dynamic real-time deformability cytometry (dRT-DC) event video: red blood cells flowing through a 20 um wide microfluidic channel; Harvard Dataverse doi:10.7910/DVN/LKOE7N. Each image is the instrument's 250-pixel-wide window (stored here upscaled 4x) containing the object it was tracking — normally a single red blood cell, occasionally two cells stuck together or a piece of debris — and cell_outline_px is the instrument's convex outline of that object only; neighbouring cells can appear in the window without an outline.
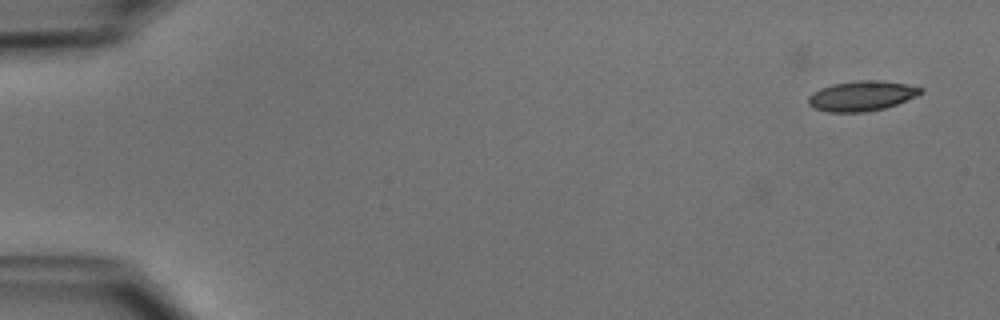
{"species": "common noctule bat (a hibernating species)", "species_latin": "Nyctalus noctula", "temperature_condition": "cold", "stored_images_in_passage": 8, "camera_frame_rate_fps": 3000, "um_per_image_px": 0.085, "animal": {"sex": "male", "body_mass_g": 15.6}, "frame": {"image": 1, "passage_image": 8, "time_ms": 2.333, "image_size_px": [1000, 320], "cell_outline_px": [[924, 92], [916, 96], [896, 104], [884, 108], [864, 112], [828, 112], [812, 108], [808, 104], [808, 96], [812, 92], [820, 88], [832, 84], [856, 80], [880, 80], [904, 84], [924, 88]], "centroid_in_image_um": [73.21, 8.15], "position_along_channel_um": 11.8, "area_um2": 19.77}}